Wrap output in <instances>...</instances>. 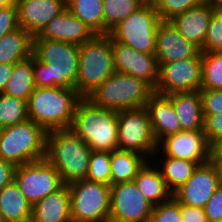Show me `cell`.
Masks as SVG:
<instances>
[{
  "label": "cell",
  "instance_id": "6da1fadb",
  "mask_svg": "<svg viewBox=\"0 0 222 222\" xmlns=\"http://www.w3.org/2000/svg\"><path fill=\"white\" fill-rule=\"evenodd\" d=\"M35 87L75 88L79 72V46L33 36Z\"/></svg>",
  "mask_w": 222,
  "mask_h": 222
},
{
  "label": "cell",
  "instance_id": "7a4b0ae2",
  "mask_svg": "<svg viewBox=\"0 0 222 222\" xmlns=\"http://www.w3.org/2000/svg\"><path fill=\"white\" fill-rule=\"evenodd\" d=\"M70 130L92 151L118 149V111L96 106L87 98L77 103Z\"/></svg>",
  "mask_w": 222,
  "mask_h": 222
},
{
  "label": "cell",
  "instance_id": "3957f363",
  "mask_svg": "<svg viewBox=\"0 0 222 222\" xmlns=\"http://www.w3.org/2000/svg\"><path fill=\"white\" fill-rule=\"evenodd\" d=\"M91 152L70 129L47 132L45 159L59 172L64 185L86 180Z\"/></svg>",
  "mask_w": 222,
  "mask_h": 222
},
{
  "label": "cell",
  "instance_id": "277c9868",
  "mask_svg": "<svg viewBox=\"0 0 222 222\" xmlns=\"http://www.w3.org/2000/svg\"><path fill=\"white\" fill-rule=\"evenodd\" d=\"M81 97L74 88H35L27 102L28 117L47 132L70 129Z\"/></svg>",
  "mask_w": 222,
  "mask_h": 222
},
{
  "label": "cell",
  "instance_id": "5b68a950",
  "mask_svg": "<svg viewBox=\"0 0 222 222\" xmlns=\"http://www.w3.org/2000/svg\"><path fill=\"white\" fill-rule=\"evenodd\" d=\"M154 94V89L145 81L129 74L115 72L87 99L96 106L121 111L145 107Z\"/></svg>",
  "mask_w": 222,
  "mask_h": 222
},
{
  "label": "cell",
  "instance_id": "8992f818",
  "mask_svg": "<svg viewBox=\"0 0 222 222\" xmlns=\"http://www.w3.org/2000/svg\"><path fill=\"white\" fill-rule=\"evenodd\" d=\"M47 131L28 119L0 129V158L15 167L45 159Z\"/></svg>",
  "mask_w": 222,
  "mask_h": 222
},
{
  "label": "cell",
  "instance_id": "52a82bcc",
  "mask_svg": "<svg viewBox=\"0 0 222 222\" xmlns=\"http://www.w3.org/2000/svg\"><path fill=\"white\" fill-rule=\"evenodd\" d=\"M115 72L109 34L95 35L79 46V72L74 89L81 98H87Z\"/></svg>",
  "mask_w": 222,
  "mask_h": 222
},
{
  "label": "cell",
  "instance_id": "ba28073f",
  "mask_svg": "<svg viewBox=\"0 0 222 222\" xmlns=\"http://www.w3.org/2000/svg\"><path fill=\"white\" fill-rule=\"evenodd\" d=\"M161 19L153 3H144L109 33L116 41L140 53L155 54L156 31Z\"/></svg>",
  "mask_w": 222,
  "mask_h": 222
},
{
  "label": "cell",
  "instance_id": "9c48e42d",
  "mask_svg": "<svg viewBox=\"0 0 222 222\" xmlns=\"http://www.w3.org/2000/svg\"><path fill=\"white\" fill-rule=\"evenodd\" d=\"M71 217L77 222H109L111 188L109 185L80 180L68 185Z\"/></svg>",
  "mask_w": 222,
  "mask_h": 222
},
{
  "label": "cell",
  "instance_id": "30bf717a",
  "mask_svg": "<svg viewBox=\"0 0 222 222\" xmlns=\"http://www.w3.org/2000/svg\"><path fill=\"white\" fill-rule=\"evenodd\" d=\"M157 149L146 107L118 111V150L135 151L152 160Z\"/></svg>",
  "mask_w": 222,
  "mask_h": 222
},
{
  "label": "cell",
  "instance_id": "8fae6325",
  "mask_svg": "<svg viewBox=\"0 0 222 222\" xmlns=\"http://www.w3.org/2000/svg\"><path fill=\"white\" fill-rule=\"evenodd\" d=\"M14 181L32 206L64 186L59 172L46 159L16 167Z\"/></svg>",
  "mask_w": 222,
  "mask_h": 222
},
{
  "label": "cell",
  "instance_id": "7c38bea8",
  "mask_svg": "<svg viewBox=\"0 0 222 222\" xmlns=\"http://www.w3.org/2000/svg\"><path fill=\"white\" fill-rule=\"evenodd\" d=\"M159 78L155 93L170 95L199 91L202 82V52L195 57L172 63H158Z\"/></svg>",
  "mask_w": 222,
  "mask_h": 222
},
{
  "label": "cell",
  "instance_id": "4fadbf2b",
  "mask_svg": "<svg viewBox=\"0 0 222 222\" xmlns=\"http://www.w3.org/2000/svg\"><path fill=\"white\" fill-rule=\"evenodd\" d=\"M109 222H148L153 205L138 189L135 181L110 186Z\"/></svg>",
  "mask_w": 222,
  "mask_h": 222
},
{
  "label": "cell",
  "instance_id": "5bb4252c",
  "mask_svg": "<svg viewBox=\"0 0 222 222\" xmlns=\"http://www.w3.org/2000/svg\"><path fill=\"white\" fill-rule=\"evenodd\" d=\"M218 187L217 165L210 160L198 165L193 175L173 192V197L179 204L203 208Z\"/></svg>",
  "mask_w": 222,
  "mask_h": 222
},
{
  "label": "cell",
  "instance_id": "9a60e30c",
  "mask_svg": "<svg viewBox=\"0 0 222 222\" xmlns=\"http://www.w3.org/2000/svg\"><path fill=\"white\" fill-rule=\"evenodd\" d=\"M116 72L135 76L148 83L154 90L159 78V64L155 54L140 53L111 37Z\"/></svg>",
  "mask_w": 222,
  "mask_h": 222
},
{
  "label": "cell",
  "instance_id": "2e32d148",
  "mask_svg": "<svg viewBox=\"0 0 222 222\" xmlns=\"http://www.w3.org/2000/svg\"><path fill=\"white\" fill-rule=\"evenodd\" d=\"M210 148L203 131H180L158 144L165 156L194 161L199 165L210 161Z\"/></svg>",
  "mask_w": 222,
  "mask_h": 222
},
{
  "label": "cell",
  "instance_id": "e0dca14e",
  "mask_svg": "<svg viewBox=\"0 0 222 222\" xmlns=\"http://www.w3.org/2000/svg\"><path fill=\"white\" fill-rule=\"evenodd\" d=\"M200 49L182 36L170 21L161 20L156 31L158 63H172L195 57Z\"/></svg>",
  "mask_w": 222,
  "mask_h": 222
},
{
  "label": "cell",
  "instance_id": "ac0fdd59",
  "mask_svg": "<svg viewBox=\"0 0 222 222\" xmlns=\"http://www.w3.org/2000/svg\"><path fill=\"white\" fill-rule=\"evenodd\" d=\"M16 5L20 27L35 36L66 9V0H16Z\"/></svg>",
  "mask_w": 222,
  "mask_h": 222
},
{
  "label": "cell",
  "instance_id": "d6986e66",
  "mask_svg": "<svg viewBox=\"0 0 222 222\" xmlns=\"http://www.w3.org/2000/svg\"><path fill=\"white\" fill-rule=\"evenodd\" d=\"M96 34L67 8L47 24L38 36L42 39L63 41L80 46Z\"/></svg>",
  "mask_w": 222,
  "mask_h": 222
},
{
  "label": "cell",
  "instance_id": "ffe728a7",
  "mask_svg": "<svg viewBox=\"0 0 222 222\" xmlns=\"http://www.w3.org/2000/svg\"><path fill=\"white\" fill-rule=\"evenodd\" d=\"M213 13L214 9L203 2L182 14L176 15L170 22H172L182 36L201 50Z\"/></svg>",
  "mask_w": 222,
  "mask_h": 222
},
{
  "label": "cell",
  "instance_id": "44dd1931",
  "mask_svg": "<svg viewBox=\"0 0 222 222\" xmlns=\"http://www.w3.org/2000/svg\"><path fill=\"white\" fill-rule=\"evenodd\" d=\"M145 107L158 144L164 138L182 131L173 104L166 96L155 93Z\"/></svg>",
  "mask_w": 222,
  "mask_h": 222
},
{
  "label": "cell",
  "instance_id": "7402d4cb",
  "mask_svg": "<svg viewBox=\"0 0 222 222\" xmlns=\"http://www.w3.org/2000/svg\"><path fill=\"white\" fill-rule=\"evenodd\" d=\"M172 102L182 131H203L204 115L199 91L166 95Z\"/></svg>",
  "mask_w": 222,
  "mask_h": 222
},
{
  "label": "cell",
  "instance_id": "603a6c76",
  "mask_svg": "<svg viewBox=\"0 0 222 222\" xmlns=\"http://www.w3.org/2000/svg\"><path fill=\"white\" fill-rule=\"evenodd\" d=\"M71 218L68 185H64L32 206V222H66Z\"/></svg>",
  "mask_w": 222,
  "mask_h": 222
},
{
  "label": "cell",
  "instance_id": "cb8c5ba5",
  "mask_svg": "<svg viewBox=\"0 0 222 222\" xmlns=\"http://www.w3.org/2000/svg\"><path fill=\"white\" fill-rule=\"evenodd\" d=\"M150 160L139 171L134 181L145 196L153 205L162 204L173 197V192L167 187L160 169Z\"/></svg>",
  "mask_w": 222,
  "mask_h": 222
},
{
  "label": "cell",
  "instance_id": "d4e9b609",
  "mask_svg": "<svg viewBox=\"0 0 222 222\" xmlns=\"http://www.w3.org/2000/svg\"><path fill=\"white\" fill-rule=\"evenodd\" d=\"M0 211L4 222H29L32 205L13 180L0 190Z\"/></svg>",
  "mask_w": 222,
  "mask_h": 222
},
{
  "label": "cell",
  "instance_id": "484cf974",
  "mask_svg": "<svg viewBox=\"0 0 222 222\" xmlns=\"http://www.w3.org/2000/svg\"><path fill=\"white\" fill-rule=\"evenodd\" d=\"M148 161L135 151L117 149L110 152L111 185L133 181Z\"/></svg>",
  "mask_w": 222,
  "mask_h": 222
},
{
  "label": "cell",
  "instance_id": "4316f807",
  "mask_svg": "<svg viewBox=\"0 0 222 222\" xmlns=\"http://www.w3.org/2000/svg\"><path fill=\"white\" fill-rule=\"evenodd\" d=\"M33 36L19 27L0 40V64H15L32 56Z\"/></svg>",
  "mask_w": 222,
  "mask_h": 222
},
{
  "label": "cell",
  "instance_id": "83f0119b",
  "mask_svg": "<svg viewBox=\"0 0 222 222\" xmlns=\"http://www.w3.org/2000/svg\"><path fill=\"white\" fill-rule=\"evenodd\" d=\"M158 154L159 156H157ZM155 155L160 158L162 156V158H157ZM154 158H156V160L159 159L158 162L156 160L154 162L157 164L156 166L160 169L167 187L172 192H174L177 188L184 184L193 175L194 170L199 165L197 162L194 161L165 156L164 154H162V152L160 154L159 149L155 151L153 159Z\"/></svg>",
  "mask_w": 222,
  "mask_h": 222
},
{
  "label": "cell",
  "instance_id": "f1b7e54d",
  "mask_svg": "<svg viewBox=\"0 0 222 222\" xmlns=\"http://www.w3.org/2000/svg\"><path fill=\"white\" fill-rule=\"evenodd\" d=\"M33 55L14 64L10 80L7 82L4 94L20 98L28 102L35 90Z\"/></svg>",
  "mask_w": 222,
  "mask_h": 222
},
{
  "label": "cell",
  "instance_id": "f546056e",
  "mask_svg": "<svg viewBox=\"0 0 222 222\" xmlns=\"http://www.w3.org/2000/svg\"><path fill=\"white\" fill-rule=\"evenodd\" d=\"M66 8L96 35H104L103 0H66Z\"/></svg>",
  "mask_w": 222,
  "mask_h": 222
},
{
  "label": "cell",
  "instance_id": "4dcf8cb0",
  "mask_svg": "<svg viewBox=\"0 0 222 222\" xmlns=\"http://www.w3.org/2000/svg\"><path fill=\"white\" fill-rule=\"evenodd\" d=\"M144 3L143 0H103L104 35Z\"/></svg>",
  "mask_w": 222,
  "mask_h": 222
},
{
  "label": "cell",
  "instance_id": "1f68e13d",
  "mask_svg": "<svg viewBox=\"0 0 222 222\" xmlns=\"http://www.w3.org/2000/svg\"><path fill=\"white\" fill-rule=\"evenodd\" d=\"M27 101L0 94V129L28 120Z\"/></svg>",
  "mask_w": 222,
  "mask_h": 222
},
{
  "label": "cell",
  "instance_id": "d6a6232c",
  "mask_svg": "<svg viewBox=\"0 0 222 222\" xmlns=\"http://www.w3.org/2000/svg\"><path fill=\"white\" fill-rule=\"evenodd\" d=\"M200 89H222V51L202 52Z\"/></svg>",
  "mask_w": 222,
  "mask_h": 222
},
{
  "label": "cell",
  "instance_id": "836d02e7",
  "mask_svg": "<svg viewBox=\"0 0 222 222\" xmlns=\"http://www.w3.org/2000/svg\"><path fill=\"white\" fill-rule=\"evenodd\" d=\"M86 180L111 186L110 152H91Z\"/></svg>",
  "mask_w": 222,
  "mask_h": 222
},
{
  "label": "cell",
  "instance_id": "e575fe53",
  "mask_svg": "<svg viewBox=\"0 0 222 222\" xmlns=\"http://www.w3.org/2000/svg\"><path fill=\"white\" fill-rule=\"evenodd\" d=\"M202 3L203 0H156L153 4L160 19L170 21L176 15Z\"/></svg>",
  "mask_w": 222,
  "mask_h": 222
},
{
  "label": "cell",
  "instance_id": "d590c367",
  "mask_svg": "<svg viewBox=\"0 0 222 222\" xmlns=\"http://www.w3.org/2000/svg\"><path fill=\"white\" fill-rule=\"evenodd\" d=\"M201 52L222 51V9L214 10Z\"/></svg>",
  "mask_w": 222,
  "mask_h": 222
},
{
  "label": "cell",
  "instance_id": "8d00e7d4",
  "mask_svg": "<svg viewBox=\"0 0 222 222\" xmlns=\"http://www.w3.org/2000/svg\"><path fill=\"white\" fill-rule=\"evenodd\" d=\"M148 222H182L180 204L172 197L170 200L154 206Z\"/></svg>",
  "mask_w": 222,
  "mask_h": 222
},
{
  "label": "cell",
  "instance_id": "74e56055",
  "mask_svg": "<svg viewBox=\"0 0 222 222\" xmlns=\"http://www.w3.org/2000/svg\"><path fill=\"white\" fill-rule=\"evenodd\" d=\"M203 115L222 113V89H200Z\"/></svg>",
  "mask_w": 222,
  "mask_h": 222
},
{
  "label": "cell",
  "instance_id": "f35d334b",
  "mask_svg": "<svg viewBox=\"0 0 222 222\" xmlns=\"http://www.w3.org/2000/svg\"><path fill=\"white\" fill-rule=\"evenodd\" d=\"M17 5L0 8V40L8 33L19 28Z\"/></svg>",
  "mask_w": 222,
  "mask_h": 222
},
{
  "label": "cell",
  "instance_id": "ab89813d",
  "mask_svg": "<svg viewBox=\"0 0 222 222\" xmlns=\"http://www.w3.org/2000/svg\"><path fill=\"white\" fill-rule=\"evenodd\" d=\"M207 142L211 146L222 139V113L204 115V129Z\"/></svg>",
  "mask_w": 222,
  "mask_h": 222
},
{
  "label": "cell",
  "instance_id": "60d3db41",
  "mask_svg": "<svg viewBox=\"0 0 222 222\" xmlns=\"http://www.w3.org/2000/svg\"><path fill=\"white\" fill-rule=\"evenodd\" d=\"M208 221L222 220V187H218L203 207Z\"/></svg>",
  "mask_w": 222,
  "mask_h": 222
},
{
  "label": "cell",
  "instance_id": "b9f144b4",
  "mask_svg": "<svg viewBox=\"0 0 222 222\" xmlns=\"http://www.w3.org/2000/svg\"><path fill=\"white\" fill-rule=\"evenodd\" d=\"M182 222H208L202 207H191L180 204Z\"/></svg>",
  "mask_w": 222,
  "mask_h": 222
},
{
  "label": "cell",
  "instance_id": "7bdbcfd3",
  "mask_svg": "<svg viewBox=\"0 0 222 222\" xmlns=\"http://www.w3.org/2000/svg\"><path fill=\"white\" fill-rule=\"evenodd\" d=\"M15 166L0 158V190L14 180Z\"/></svg>",
  "mask_w": 222,
  "mask_h": 222
},
{
  "label": "cell",
  "instance_id": "ee69618b",
  "mask_svg": "<svg viewBox=\"0 0 222 222\" xmlns=\"http://www.w3.org/2000/svg\"><path fill=\"white\" fill-rule=\"evenodd\" d=\"M14 64L1 63L0 64V94L4 92L7 82L11 78Z\"/></svg>",
  "mask_w": 222,
  "mask_h": 222
},
{
  "label": "cell",
  "instance_id": "f6af8a7d",
  "mask_svg": "<svg viewBox=\"0 0 222 222\" xmlns=\"http://www.w3.org/2000/svg\"><path fill=\"white\" fill-rule=\"evenodd\" d=\"M210 160L215 165H222V139L211 145Z\"/></svg>",
  "mask_w": 222,
  "mask_h": 222
},
{
  "label": "cell",
  "instance_id": "bcb514c9",
  "mask_svg": "<svg viewBox=\"0 0 222 222\" xmlns=\"http://www.w3.org/2000/svg\"><path fill=\"white\" fill-rule=\"evenodd\" d=\"M203 2L211 6L214 10L222 9V0H203Z\"/></svg>",
  "mask_w": 222,
  "mask_h": 222
},
{
  "label": "cell",
  "instance_id": "7dc6e473",
  "mask_svg": "<svg viewBox=\"0 0 222 222\" xmlns=\"http://www.w3.org/2000/svg\"><path fill=\"white\" fill-rule=\"evenodd\" d=\"M14 4H16V0H0V8Z\"/></svg>",
  "mask_w": 222,
  "mask_h": 222
},
{
  "label": "cell",
  "instance_id": "c3c4849f",
  "mask_svg": "<svg viewBox=\"0 0 222 222\" xmlns=\"http://www.w3.org/2000/svg\"><path fill=\"white\" fill-rule=\"evenodd\" d=\"M217 170L219 174V186L222 187V165H217Z\"/></svg>",
  "mask_w": 222,
  "mask_h": 222
},
{
  "label": "cell",
  "instance_id": "681fc988",
  "mask_svg": "<svg viewBox=\"0 0 222 222\" xmlns=\"http://www.w3.org/2000/svg\"><path fill=\"white\" fill-rule=\"evenodd\" d=\"M146 3H154L156 0H143Z\"/></svg>",
  "mask_w": 222,
  "mask_h": 222
},
{
  "label": "cell",
  "instance_id": "f907efd6",
  "mask_svg": "<svg viewBox=\"0 0 222 222\" xmlns=\"http://www.w3.org/2000/svg\"><path fill=\"white\" fill-rule=\"evenodd\" d=\"M66 222H77V221L71 218V219H69V220L66 221Z\"/></svg>",
  "mask_w": 222,
  "mask_h": 222
},
{
  "label": "cell",
  "instance_id": "816d5d0a",
  "mask_svg": "<svg viewBox=\"0 0 222 222\" xmlns=\"http://www.w3.org/2000/svg\"><path fill=\"white\" fill-rule=\"evenodd\" d=\"M0 222H4L2 215H1V211H0Z\"/></svg>",
  "mask_w": 222,
  "mask_h": 222
},
{
  "label": "cell",
  "instance_id": "f5cc1de1",
  "mask_svg": "<svg viewBox=\"0 0 222 222\" xmlns=\"http://www.w3.org/2000/svg\"><path fill=\"white\" fill-rule=\"evenodd\" d=\"M208 222H222V220H220V221H208Z\"/></svg>",
  "mask_w": 222,
  "mask_h": 222
}]
</instances>
